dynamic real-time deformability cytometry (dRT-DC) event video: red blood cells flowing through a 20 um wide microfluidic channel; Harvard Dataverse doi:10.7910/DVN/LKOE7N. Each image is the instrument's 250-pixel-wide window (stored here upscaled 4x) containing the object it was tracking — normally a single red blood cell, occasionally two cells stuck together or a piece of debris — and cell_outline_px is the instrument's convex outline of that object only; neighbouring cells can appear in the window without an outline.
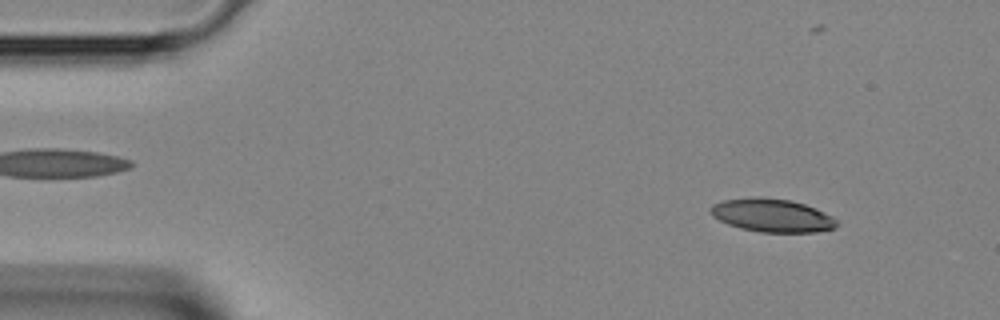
{"species": "Egyptian fruit bat (a non-hibernating species)", "species_latin": "Rousettus aegyptiacus", "temperature_condition": "room temperature", "stored_images_in_passage": 43, "camera_frame_rate_fps": 3000, "um_per_image_px": 0.085, "animal": {"sex": "female"}, "frame": {"image": 1, "passage_image": 4, "time_ms": 1.0, "image_size_px": [1000, 320], "cell_outline_px": [[840, 224], [836, 228], [816, 232], [760, 232], [740, 228], [728, 224], [712, 216], [708, 208], [712, 204], [724, 200], [792, 200], [816, 208], [832, 216]], "centroid_in_image_um": [65.68, 18.36], "position_along_channel_um": 19.3, "area_um2": 23.7}}
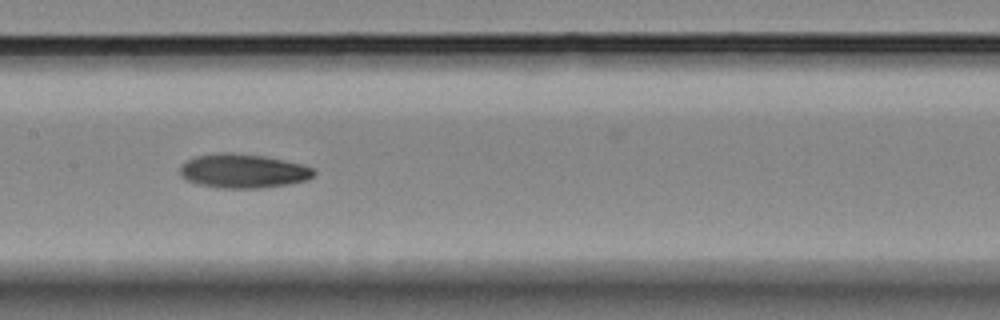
{"frame": {"image": 2, "passage_image": 20, "time_ms": 6.333, "image_size_px": [1000, 320], "cell_outline_px": [[316, 172], [308, 180], [288, 184], [260, 188], [220, 188], [196, 184], [180, 176], [180, 164], [196, 156], [216, 152], [232, 152], [264, 156], [304, 164], [312, 168]], "centroid_in_image_um": [20.65, 14.53], "position_along_channel_um": 186.8, "area_um2": 26.82}}
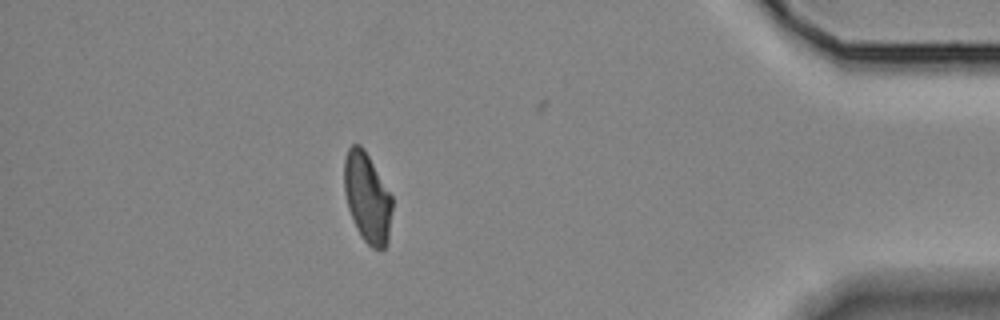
{"frame": {"image": 3, "passage_image": 37, "time_ms": 12.0, "image_size_px": [1000, 320], "cell_outline_px": [[392, 208], [388, 244], [384, 248], [372, 248], [360, 236], [356, 228], [348, 208], [344, 192], [344, 160], [348, 148], [352, 144], [360, 144], [364, 148], [392, 196]], "centroid_in_image_um": [31.21, 16.8], "position_along_channel_um": 404.0, "area_um2": 25.2}}